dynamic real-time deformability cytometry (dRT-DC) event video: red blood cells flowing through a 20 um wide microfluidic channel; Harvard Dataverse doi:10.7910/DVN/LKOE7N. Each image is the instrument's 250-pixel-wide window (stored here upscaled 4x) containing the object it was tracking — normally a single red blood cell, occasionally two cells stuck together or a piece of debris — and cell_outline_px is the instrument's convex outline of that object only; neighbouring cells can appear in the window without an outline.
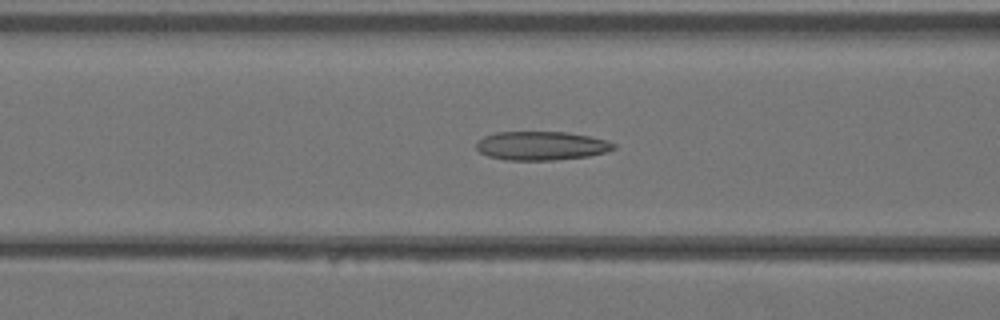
{"species": "Egyptian fruit bat (a non-hibernating species)", "species_latin": "Rousettus aegyptiacus", "temperature_condition": "warm", "stored_images_in_passage": 36, "segment_of_instrument_passage": [1, 2], "camera_frame_rate_fps": 3000, "um_per_image_px": 0.085, "animal": {"sex": "female"}, "frame": {"image": 1, "passage_image": 11, "time_ms": 3.333, "image_size_px": [1000, 320], "cell_outline_px": [[616, 148], [604, 152], [588, 156], [556, 160], [504, 160], [488, 156], [480, 152], [476, 148], [476, 140], [484, 136], [496, 132], [564, 132], [588, 136], [608, 140], [616, 144]], "centroid_in_image_um": [45.99, 12.39], "position_along_channel_um": 120.6, "area_um2": 23.12}}
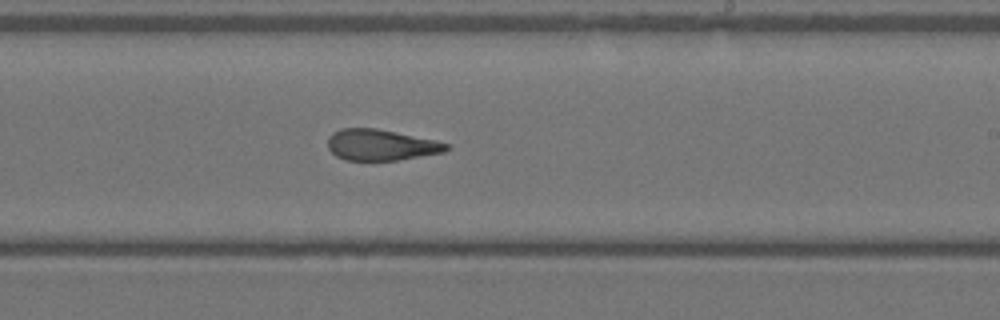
{"frame": {"image": 2, "passage_image": 19, "time_ms": 6.0, "image_size_px": [1000, 320], "cell_outline_px": [[452, 148], [444, 152], [396, 160], [348, 160], [336, 156], [328, 148], [328, 136], [332, 132], [340, 128], [376, 128], [436, 140], [448, 144]], "centroid_in_image_um": [32.37, 12.31], "position_along_channel_um": 256.6, "area_um2": 21.44}}
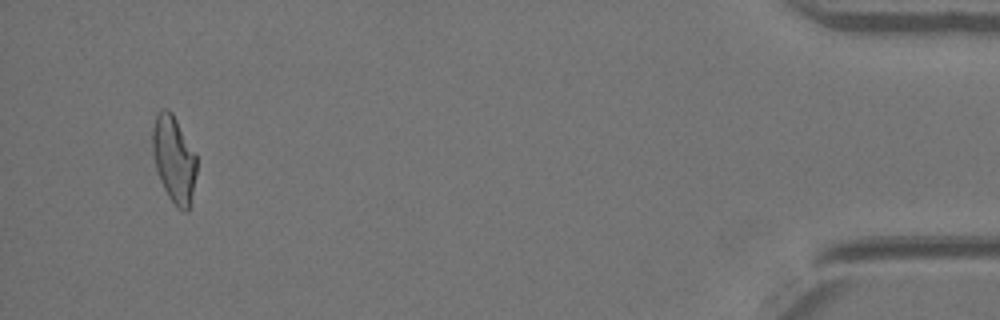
{"frame": {"image": 3, "passage_image": 33, "time_ms": 10.667, "image_size_px": [1000, 320], "cell_outline_px": [[196, 172], [188, 212], [184, 212], [176, 208], [168, 196], [160, 180], [156, 168], [152, 148], [152, 128], [156, 112], [164, 108], [168, 108], [172, 112], [196, 156]], "centroid_in_image_um": [14.76, 13.52], "position_along_channel_um": 420.4, "area_um2": 22.14}}